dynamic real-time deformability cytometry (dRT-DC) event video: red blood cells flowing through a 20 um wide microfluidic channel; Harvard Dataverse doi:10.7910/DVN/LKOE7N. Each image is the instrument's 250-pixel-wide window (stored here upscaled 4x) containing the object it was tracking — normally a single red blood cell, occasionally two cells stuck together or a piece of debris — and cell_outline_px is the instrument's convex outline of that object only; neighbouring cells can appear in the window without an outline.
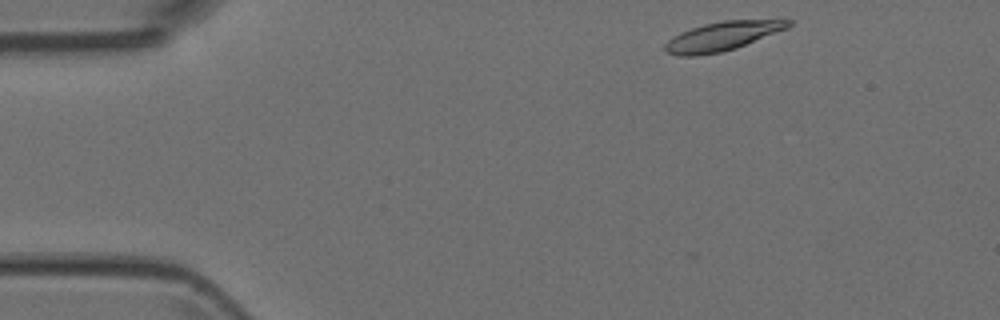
{"species": "Egyptian fruit bat (a non-hibernating species)", "species_latin": "Rousettus aegyptiacus", "temperature_condition": "room temperature", "stored_images_in_passage": 26, "camera_frame_rate_fps": 3000, "um_per_image_px": 0.085, "animal": {"sex": "female"}, "frame": {"image": 1, "passage_image": 2, "time_ms": 0.333, "image_size_px": [1000, 320], "cell_outline_px": [[792, 24], [788, 28], [736, 48], [720, 52], [696, 56], [680, 56], [664, 52], [664, 44], [668, 40], [680, 32], [704, 24], [724, 20], [792, 20]], "centroid_in_image_um": [61.37, 3.09], "position_along_channel_um": 23.6, "area_um2": 20.69}}
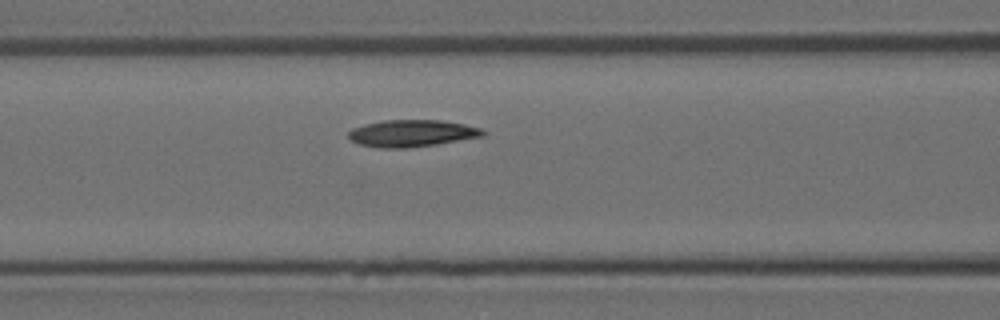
{"frame": {"image": 2, "passage_image": 16, "time_ms": 5.0, "image_size_px": [1000, 320], "cell_outline_px": [[488, 132], [484, 136], [436, 144], [408, 148], [380, 148], [360, 144], [352, 140], [348, 136], [348, 132], [352, 128], [364, 124], [384, 120], [440, 120], [464, 124], [484, 128]], "centroid_in_image_um": [35.05, 11.32], "position_along_channel_um": 131.6, "area_um2": 21.21}}
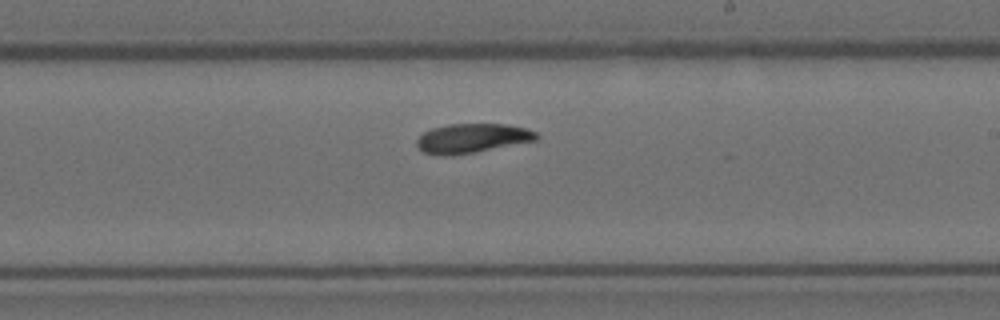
{"frame": {"image": 3, "passage_image": 25, "time_ms": 8.0, "image_size_px": [1000, 320], "cell_outline_px": [[540, 136], [536, 140], [476, 152], [452, 156], [440, 156], [424, 152], [416, 148], [416, 140], [424, 132], [432, 128], [448, 124], [504, 124], [524, 128], [536, 132]], "centroid_in_image_um": [40.08, 11.76], "position_along_channel_um": 248.9, "area_um2": 20.52}}